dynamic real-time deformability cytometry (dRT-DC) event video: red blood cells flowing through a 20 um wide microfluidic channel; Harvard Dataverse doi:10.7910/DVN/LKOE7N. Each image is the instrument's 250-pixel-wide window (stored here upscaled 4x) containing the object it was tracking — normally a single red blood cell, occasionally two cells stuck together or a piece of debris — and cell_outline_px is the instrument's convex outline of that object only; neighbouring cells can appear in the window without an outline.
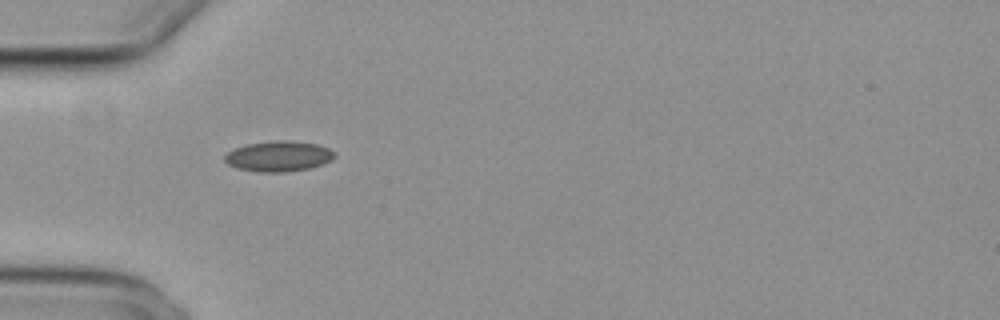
{"species": "common noctule bat (a hibernating species)", "species_latin": "Nyctalus noctula", "temperature_condition": "cold", "stored_images_in_passage": 10, "camera_frame_rate_fps": 3000, "um_per_image_px": 0.085, "animal": {"sex": "female", "body_mass_g": 29.2, "forearm_length_mm": 56.3}, "frame": {"image": 1, "passage_image": 1, "time_ms": 0.0, "image_size_px": [1000, 320], "cell_outline_px": [[336, 156], [332, 160], [308, 168], [284, 172], [260, 172], [236, 168], [228, 164], [224, 160], [224, 156], [232, 148], [248, 144], [276, 140], [288, 140], [316, 144], [328, 148], [336, 152]], "centroid_in_image_um": [23.66, 13.27], "position_along_channel_um": 61.3, "area_um2": 19.48}}
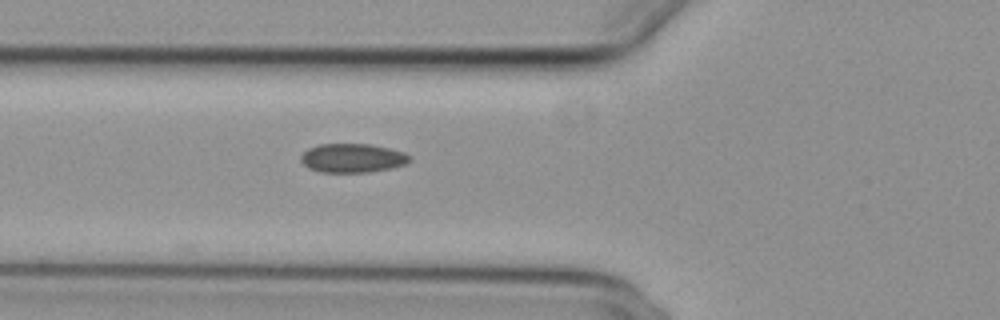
{"frame": {"image": 2, "passage_image": 4, "time_ms": 1.0, "image_size_px": [1000, 320], "cell_outline_px": [[408, 160], [404, 164], [392, 168], [368, 172], [320, 172], [308, 168], [300, 160], [300, 156], [308, 148], [320, 144], [372, 144], [404, 152], [408, 156]], "centroid_in_image_um": [29.91, 13.43], "position_along_channel_um": 95.9, "area_um2": 18.21}}
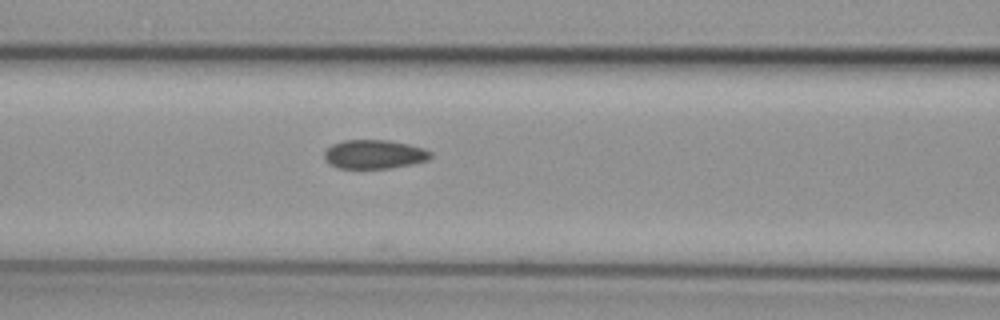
{"frame": {"image": 3, "passage_image": 7, "time_ms": 2.0, "image_size_px": [1000, 320], "cell_outline_px": [[432, 156], [428, 160], [412, 164], [392, 168], [340, 168], [332, 164], [324, 156], [324, 152], [332, 144], [344, 140], [388, 140], [408, 144], [424, 148], [432, 152]], "centroid_in_image_um": [31.86, 13.11], "position_along_channel_um": 134.7, "area_um2": 17.8}}